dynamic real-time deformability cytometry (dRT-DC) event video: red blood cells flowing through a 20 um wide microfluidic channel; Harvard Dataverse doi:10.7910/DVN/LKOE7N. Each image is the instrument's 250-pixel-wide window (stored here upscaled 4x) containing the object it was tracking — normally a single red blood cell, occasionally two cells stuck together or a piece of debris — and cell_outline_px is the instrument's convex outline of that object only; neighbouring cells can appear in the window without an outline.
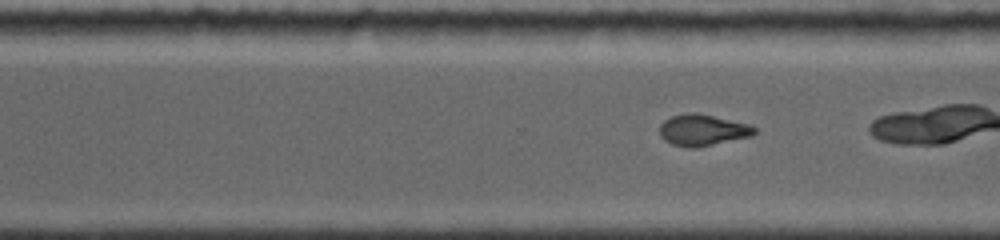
{"species": "common noctule bat (a hibernating species)", "species_latin": "Nyctalus noctula", "temperature_condition": "room temperature", "stored_images_in_passage": 40, "camera_frame_rate_fps": 5000, "um_per_image_px": 0.085, "animal": {"sex": "female", "body_mass_g": 19.0, "forearm_length_mm": 56.7}, "frame": {"image": 1, "passage_image": 29, "time_ms": 6.2, "image_size_px": [1000, 240], "cell_outline_px": [[756, 132], [752, 136], [696, 148], [692, 148], [672, 144], [664, 140], [660, 136], [660, 124], [664, 120], [672, 116], [692, 112], [696, 112], [752, 124], [756, 128]], "centroid_in_image_um": [59.75, 11.05], "position_along_channel_um": 310.9, "area_um2": 17.46}}
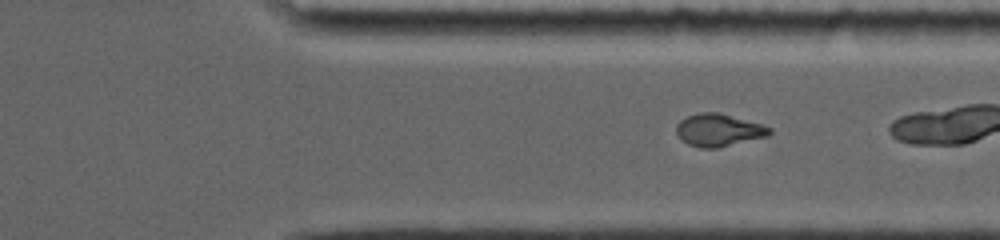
{"frame": {"image": 2, "passage_image": 34, "time_ms": 7.2, "image_size_px": [1000, 240], "cell_outline_px": [[772, 132], [768, 136], [716, 148], [700, 148], [688, 144], [676, 132], [676, 124], [680, 120], [688, 116], [700, 112], [716, 112], [760, 124], [772, 128]], "centroid_in_image_um": [61.07, 11.06], "position_along_channel_um": 350.3, "area_um2": 17.34}}